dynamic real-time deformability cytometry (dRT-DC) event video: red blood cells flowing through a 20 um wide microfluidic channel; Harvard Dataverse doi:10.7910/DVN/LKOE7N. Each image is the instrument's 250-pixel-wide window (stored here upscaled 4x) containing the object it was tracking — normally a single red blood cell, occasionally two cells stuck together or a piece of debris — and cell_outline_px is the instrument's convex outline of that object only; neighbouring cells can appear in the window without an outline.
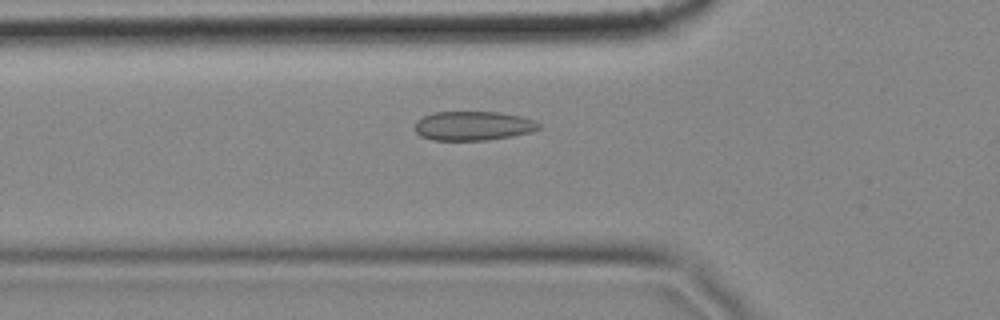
{"species": "common noctule bat (a hibernating species)", "species_latin": "Nyctalus noctula", "temperature_condition": "cold", "stored_images_in_passage": 45, "camera_frame_rate_fps": 3000, "um_per_image_px": 0.085, "animal": {"sex": "female", "body_mass_g": 18.4}, "frame": {"image": 1, "passage_image": 13, "time_ms": 4.0, "image_size_px": [1000, 320], "cell_outline_px": [[540, 128], [532, 132], [512, 136], [488, 140], [432, 140], [420, 136], [412, 128], [412, 124], [416, 120], [432, 112], [500, 112], [524, 116], [536, 120], [540, 124]], "centroid_in_image_um": [40.2, 10.69], "position_along_channel_um": 85.6, "area_um2": 21.56}}
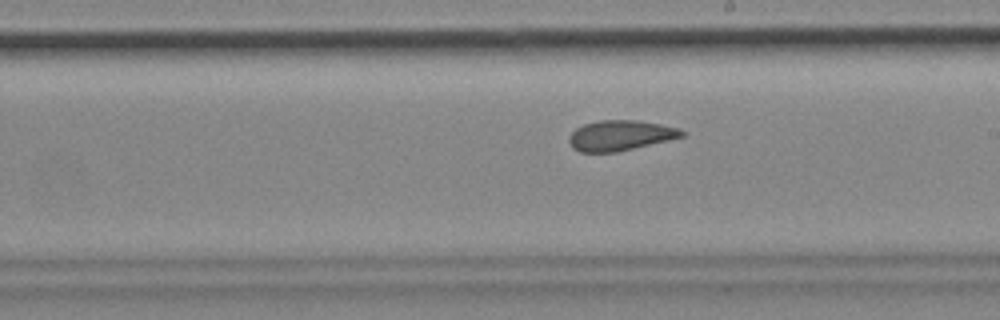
{"frame": {"image": 2, "passage_image": 26, "time_ms": 8.333, "image_size_px": [1000, 320], "cell_outline_px": [[684, 136], [668, 140], [616, 152], [580, 152], [572, 148], [568, 140], [568, 136], [576, 128], [584, 124], [600, 120], [636, 120], [660, 124], [680, 128], [684, 132]], "centroid_in_image_um": [52.69, 11.51], "position_along_channel_um": 236.3, "area_um2": 19.83}}
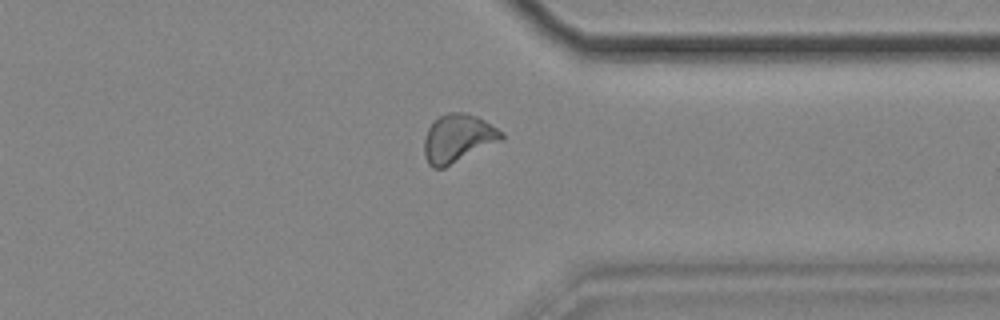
{"frame": {"image": 3, "passage_image": 38, "time_ms": 12.333, "image_size_px": [1000, 320], "cell_outline_px": [[504, 140], [444, 168], [432, 168], [428, 164], [424, 156], [424, 140], [428, 128], [440, 116], [448, 112], [468, 112], [484, 120], [504, 132]], "centroid_in_image_um": [38.95, 11.77], "position_along_channel_um": 372.5, "area_um2": 21.91}, "authors_computed_cell_mechanics": {"area_um2": 20.6924, "velocity_mm_per_s": 3.4807, "shape_relaxation_time_tau1_ms": null, "shape_relaxation_time_tau2_ms": 1.7464, "deformation_change_tau1": null, "deformation_change_tau2": 0.0635}}